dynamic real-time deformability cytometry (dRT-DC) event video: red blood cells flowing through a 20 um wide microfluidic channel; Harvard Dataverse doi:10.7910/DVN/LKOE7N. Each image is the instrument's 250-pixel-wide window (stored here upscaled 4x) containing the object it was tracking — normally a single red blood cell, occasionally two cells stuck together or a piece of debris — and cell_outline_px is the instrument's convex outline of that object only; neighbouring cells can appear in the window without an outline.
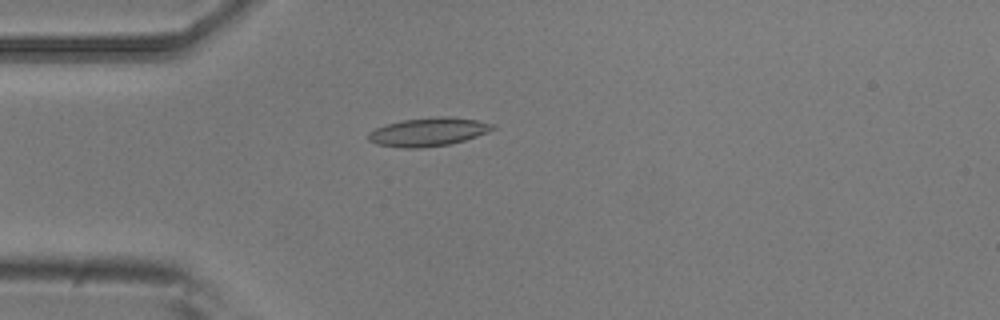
{"species": "common noctule bat (a hibernating species)", "species_latin": "Nyctalus noctula", "temperature_condition": "room temperature", "stored_images_in_passage": 5, "camera_frame_rate_fps": 3000, "um_per_image_px": 0.085, "animal": {"sex": "male", "body_mass_g": 20.5, "forearm_length_mm": 52.5}, "frame": {"image": 1, "passage_image": 5, "time_ms": 1.333, "image_size_px": [1000, 320], "cell_outline_px": [[496, 128], [488, 132], [464, 140], [448, 144], [420, 148], [400, 148], [376, 144], [368, 140], [368, 132], [376, 128], [400, 120], [436, 116], [452, 116], [476, 120], [496, 124]], "centroid_in_image_um": [36.41, 11.2], "position_along_channel_um": 48.6, "area_um2": 20.75}}